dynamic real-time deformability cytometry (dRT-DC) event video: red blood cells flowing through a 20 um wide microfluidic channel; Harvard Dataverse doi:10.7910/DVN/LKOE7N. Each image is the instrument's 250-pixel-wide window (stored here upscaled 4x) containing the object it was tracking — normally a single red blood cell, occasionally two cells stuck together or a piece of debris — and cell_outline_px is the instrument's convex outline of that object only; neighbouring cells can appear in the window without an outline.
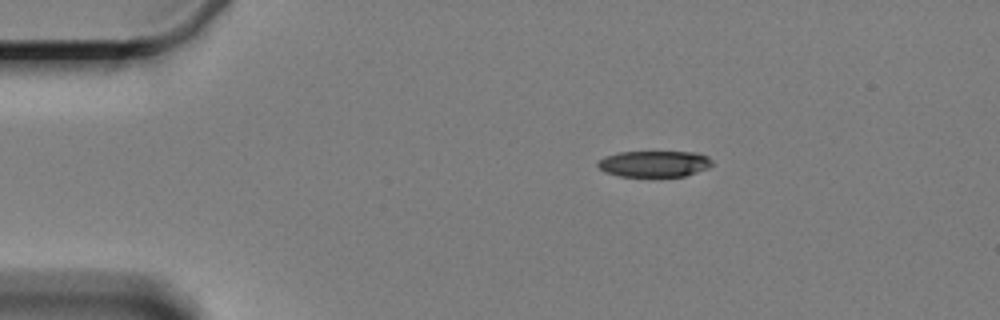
{"species": "Egyptian fruit bat (a non-hibernating species)", "species_latin": "Rousettus aegyptiacus", "temperature_condition": "cold", "stored_images_in_passage": 4, "camera_frame_rate_fps": 3000, "um_per_image_px": 0.085, "animal": {"sex": "female"}, "frame": {"image": 1, "passage_image": 1, "time_ms": 0.0, "image_size_px": [1000, 320], "cell_outline_px": [[712, 164], [708, 168], [684, 176], [620, 176], [604, 172], [596, 164], [604, 156], [620, 152], [696, 152], [708, 156], [712, 160]], "centroid_in_image_um": [55.61, 13.92], "position_along_channel_um": 29.4, "area_um2": 17.4}}
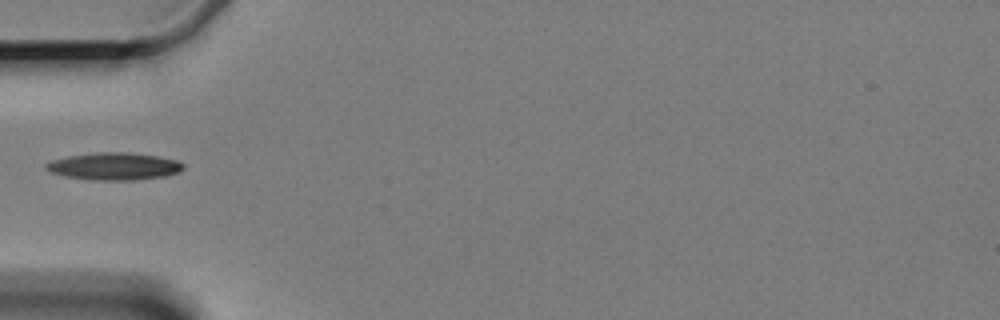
{"frame": {"image": 2, "passage_image": 3, "time_ms": 3.0, "image_size_px": [1000, 320], "cell_outline_px": [[184, 168], [176, 172], [164, 176], [136, 180], [92, 180], [64, 176], [52, 172], [44, 168], [44, 164], [52, 160], [68, 156], [96, 152], [128, 152], [156, 156], [176, 160], [184, 164]], "centroid_in_image_um": [9.67, 14.13], "position_along_channel_um": 75.3, "area_um2": 21.79}}